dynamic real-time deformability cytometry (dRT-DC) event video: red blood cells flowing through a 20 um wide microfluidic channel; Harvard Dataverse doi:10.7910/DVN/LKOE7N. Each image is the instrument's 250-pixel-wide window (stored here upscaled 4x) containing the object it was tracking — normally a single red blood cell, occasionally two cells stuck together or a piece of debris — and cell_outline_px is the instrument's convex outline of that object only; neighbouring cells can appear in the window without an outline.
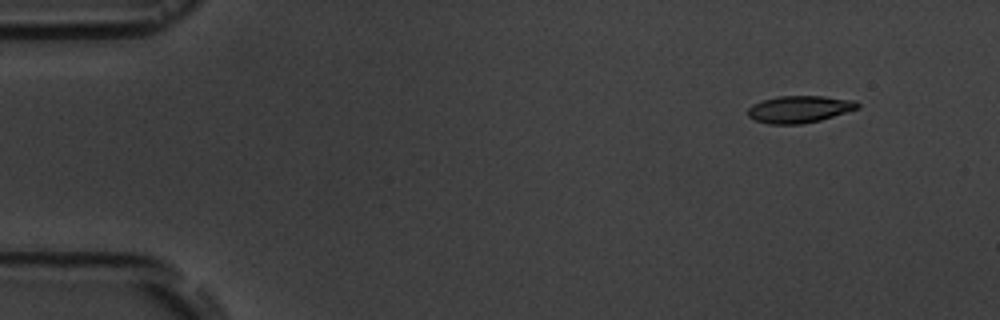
{"species": "common noctule bat (a hibernating species)", "species_latin": "Nyctalus noctula", "temperature_condition": "room temperature", "stored_images_in_passage": 5, "camera_frame_rate_fps": 3000, "um_per_image_px": 0.085, "animal": {"sex": "male", "body_mass_g": 19.5, "forearm_length_mm": 54.6}, "frame": {"image": 1, "passage_image": 2, "time_ms": 1.0, "image_size_px": [1000, 320], "cell_outline_px": [[860, 108], [820, 120], [800, 124], [768, 124], [756, 120], [748, 116], [748, 108], [752, 104], [764, 100], [780, 96], [824, 96], [856, 100], [860, 104]], "centroid_in_image_um": [67.98, 9.28], "position_along_channel_um": 17.0, "area_um2": 17.28}}
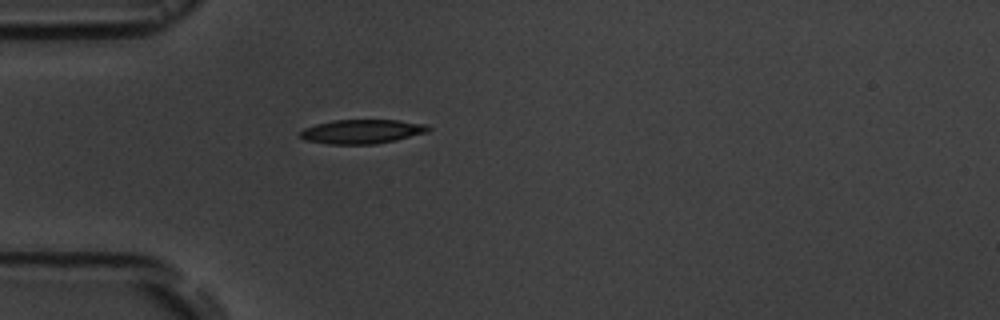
{"frame": {"image": 2, "passage_image": 5, "time_ms": 4.667, "image_size_px": [1000, 320], "cell_outline_px": [[432, 128], [428, 132], [396, 140], [376, 144], [328, 144], [304, 140], [300, 136], [300, 132], [304, 128], [316, 124], [332, 120], [400, 120], [428, 124]], "centroid_in_image_um": [30.8, 11.18], "position_along_channel_um": 54.2, "area_um2": 18.21}}